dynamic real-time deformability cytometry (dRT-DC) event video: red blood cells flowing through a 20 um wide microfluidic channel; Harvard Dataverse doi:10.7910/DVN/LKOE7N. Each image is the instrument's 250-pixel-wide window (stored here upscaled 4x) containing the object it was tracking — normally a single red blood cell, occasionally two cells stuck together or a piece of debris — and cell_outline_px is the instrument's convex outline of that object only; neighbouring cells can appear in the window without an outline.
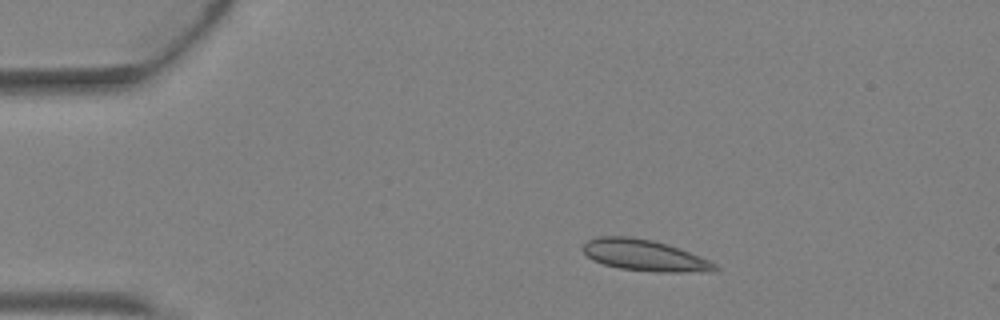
{"species": "Egyptian fruit bat (a non-hibernating species)", "species_latin": "Rousettus aegyptiacus", "temperature_condition": "warm", "stored_images_in_passage": 3, "segment_of_instrument_passage": [1, 2], "camera_frame_rate_fps": 3000, "um_per_image_px": 0.085, "animal": {"sex": "female"}, "frame": {"image": 1, "passage_image": 1, "time_ms": 0.0, "image_size_px": [1000, 320], "cell_outline_px": [[720, 268], [712, 272], [660, 272], [620, 268], [604, 264], [592, 260], [580, 248], [588, 240], [596, 236], [632, 236], [652, 240], [668, 244], [700, 256], [716, 264]], "centroid_in_image_um": [54.79, 21.7], "position_along_channel_um": 30.2, "area_um2": 24.16}}